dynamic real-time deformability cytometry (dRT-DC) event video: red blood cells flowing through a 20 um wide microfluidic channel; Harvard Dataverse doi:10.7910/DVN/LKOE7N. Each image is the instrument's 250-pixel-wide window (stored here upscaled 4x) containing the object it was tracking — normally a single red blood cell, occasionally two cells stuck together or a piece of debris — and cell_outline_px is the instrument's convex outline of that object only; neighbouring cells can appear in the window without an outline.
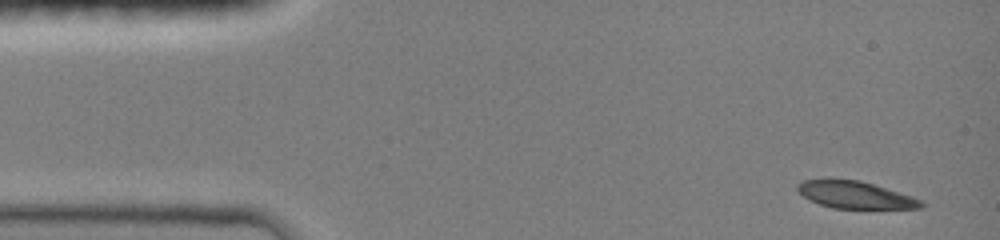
{"species": "common noctule bat (a hibernating species)", "species_latin": "Nyctalus noctula", "temperature_condition": "room temperature", "stored_images_in_passage": 5, "camera_frame_rate_fps": 3000, "um_per_image_px": 0.085, "animal": {"sex": "female", "body_mass_g": 19.0, "forearm_length_mm": 51.5}, "frame": {"image": 1, "passage_image": 1, "time_ms": 0.0, "image_size_px": [1000, 240], "cell_outline_px": [[924, 208], [832, 208], [820, 204], [804, 196], [796, 188], [796, 184], [804, 180], [860, 180], [912, 196], [920, 200], [924, 204]], "centroid_in_image_um": [72.71, 16.57], "position_along_channel_um": 12.3, "area_um2": 19.07}}
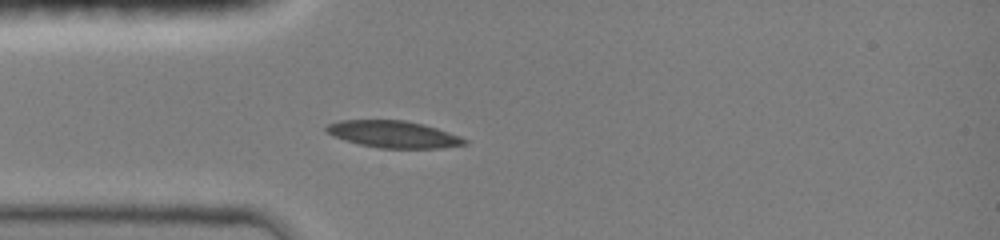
{"frame": {"image": 2, "passage_image": 5, "time_ms": 3.333, "image_size_px": [1000, 240], "cell_outline_px": [[468, 144], [440, 148], [380, 148], [360, 144], [332, 136], [324, 128], [328, 124], [340, 120], [404, 120], [424, 124], [460, 136], [468, 140]], "centroid_in_image_um": [33.46, 11.41], "position_along_channel_um": 51.5, "area_um2": 21.62}}